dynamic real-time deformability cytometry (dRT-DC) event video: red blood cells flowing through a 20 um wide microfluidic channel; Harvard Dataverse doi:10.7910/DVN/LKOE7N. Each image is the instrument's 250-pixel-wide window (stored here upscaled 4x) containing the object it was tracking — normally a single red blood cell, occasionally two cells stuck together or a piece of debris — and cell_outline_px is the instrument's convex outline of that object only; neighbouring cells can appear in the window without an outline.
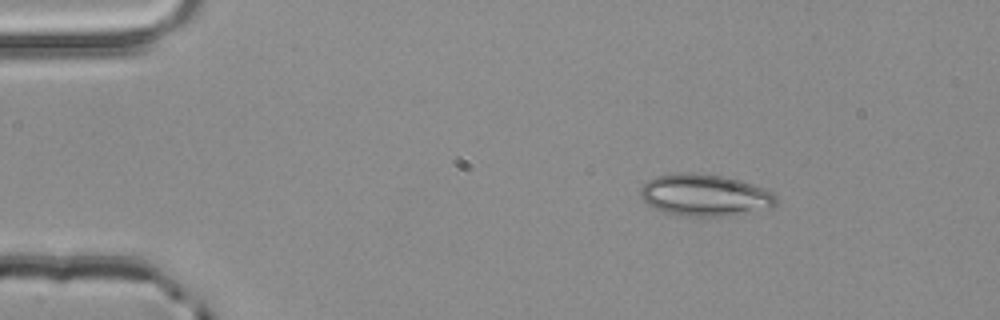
{"species": "common noctule bat (a hibernating species)", "species_latin": "Nyctalus noctula", "temperature_condition": "room temperature", "stored_images_in_passage": 45, "camera_frame_rate_fps": 3000, "um_per_image_px": 0.085, "animal": {"sex": "male", "body_mass_g": 20.4}, "frame": {"image": 1, "passage_image": 1, "time_ms": 0.0, "image_size_px": [1000, 320], "cell_outline_px": [[776, 204], [772, 208], [736, 216], [684, 216], [664, 212], [648, 204], [640, 196], [640, 188], [648, 180], [656, 176], [676, 172], [692, 172], [724, 176], [740, 180], [764, 188], [772, 192], [776, 196]], "centroid_in_image_um": [59.94, 16.59], "position_along_channel_um": 25.1, "area_um2": 33.52}}
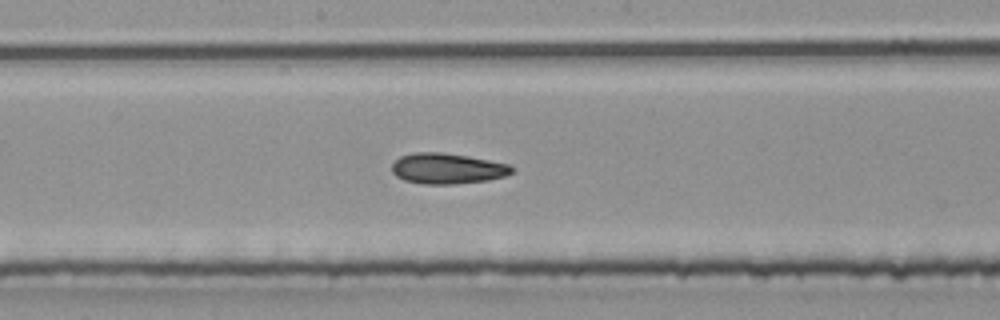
{"frame": {"image": 2, "passage_image": 21, "time_ms": 6.667, "image_size_px": [1000, 320], "cell_outline_px": [[512, 172], [504, 176], [488, 180], [456, 184], [424, 184], [404, 180], [396, 176], [392, 172], [392, 164], [400, 156], [412, 152], [440, 152], [468, 156], [508, 164], [512, 168]], "centroid_in_image_um": [37.98, 14.32], "position_along_channel_um": 210.2, "area_um2": 21.33}}
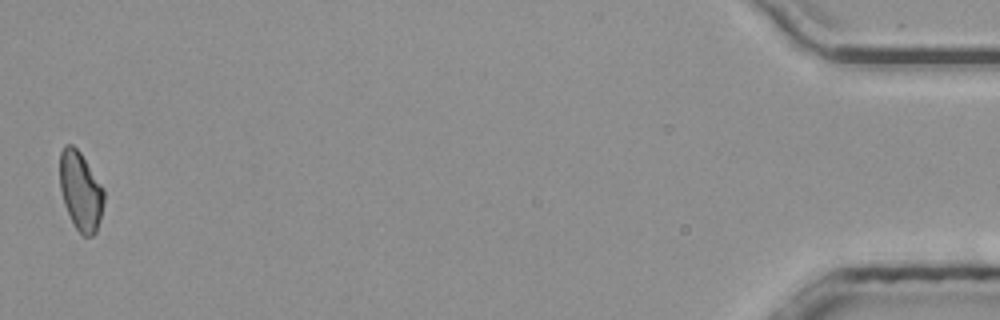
{"frame": {"image": 3, "passage_image": 45, "time_ms": 14.667, "image_size_px": [1000, 320], "cell_outline_px": [[104, 204], [100, 220], [96, 232], [92, 236], [84, 236], [76, 228], [64, 204], [60, 188], [60, 152], [64, 144], [72, 144], [80, 152], [104, 188]], "centroid_in_image_um": [6.86, 16.22], "position_along_channel_um": 428.3, "area_um2": 20.23}}